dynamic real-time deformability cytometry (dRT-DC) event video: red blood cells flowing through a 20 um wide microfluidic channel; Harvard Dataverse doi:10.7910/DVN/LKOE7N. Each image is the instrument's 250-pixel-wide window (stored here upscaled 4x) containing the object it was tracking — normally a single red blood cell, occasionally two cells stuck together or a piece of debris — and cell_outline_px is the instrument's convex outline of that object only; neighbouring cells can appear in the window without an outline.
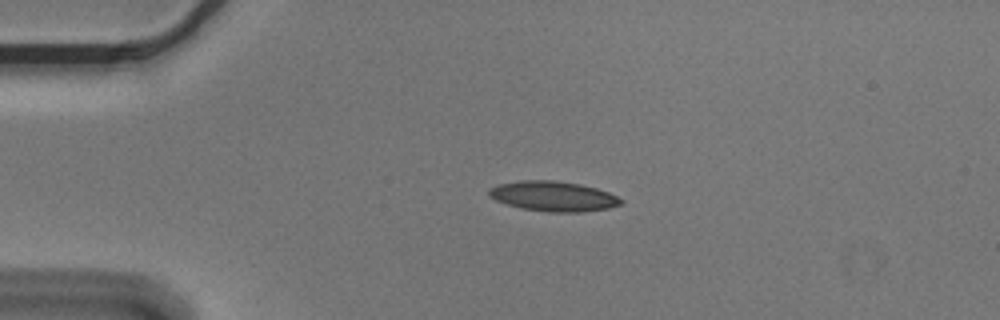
{"species": "Egyptian fruit bat (a non-hibernating species)", "species_latin": "Rousettus aegyptiacus", "temperature_condition": "cold", "stored_images_in_passage": 3, "camera_frame_rate_fps": 3000, "um_per_image_px": 0.085, "animal": {"sex": "male"}, "frame": {"image": 1, "passage_image": 2, "time_ms": 0.333, "image_size_px": [1000, 320], "cell_outline_px": [[624, 200], [620, 204], [608, 208], [584, 212], [548, 212], [520, 208], [496, 200], [488, 196], [488, 188], [496, 184], [520, 180], [556, 180], [580, 184], [596, 188], [608, 192]], "centroid_in_image_um": [46.99, 16.67], "position_along_channel_um": 38.0, "area_um2": 23.24}}